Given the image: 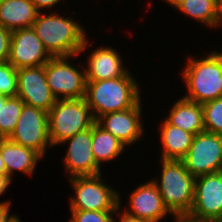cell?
<instances>
[{
  "instance_id": "cell-1",
  "label": "cell",
  "mask_w": 222,
  "mask_h": 222,
  "mask_svg": "<svg viewBox=\"0 0 222 222\" xmlns=\"http://www.w3.org/2000/svg\"><path fill=\"white\" fill-rule=\"evenodd\" d=\"M32 28L52 57H74L87 47L85 30L70 17L41 11Z\"/></svg>"
},
{
  "instance_id": "cell-2",
  "label": "cell",
  "mask_w": 222,
  "mask_h": 222,
  "mask_svg": "<svg viewBox=\"0 0 222 222\" xmlns=\"http://www.w3.org/2000/svg\"><path fill=\"white\" fill-rule=\"evenodd\" d=\"M137 82L129 72L101 81H86L87 101L95 121L102 115L133 108L140 102Z\"/></svg>"
},
{
  "instance_id": "cell-3",
  "label": "cell",
  "mask_w": 222,
  "mask_h": 222,
  "mask_svg": "<svg viewBox=\"0 0 222 222\" xmlns=\"http://www.w3.org/2000/svg\"><path fill=\"white\" fill-rule=\"evenodd\" d=\"M188 94L184 98L203 104L222 97V54L216 51L204 59L189 58L183 71Z\"/></svg>"
},
{
  "instance_id": "cell-4",
  "label": "cell",
  "mask_w": 222,
  "mask_h": 222,
  "mask_svg": "<svg viewBox=\"0 0 222 222\" xmlns=\"http://www.w3.org/2000/svg\"><path fill=\"white\" fill-rule=\"evenodd\" d=\"M95 122L85 98L57 99L48 112L49 138L52 147L91 128Z\"/></svg>"
},
{
  "instance_id": "cell-5",
  "label": "cell",
  "mask_w": 222,
  "mask_h": 222,
  "mask_svg": "<svg viewBox=\"0 0 222 222\" xmlns=\"http://www.w3.org/2000/svg\"><path fill=\"white\" fill-rule=\"evenodd\" d=\"M162 174L156 185L171 213L190 212L194 200L195 180L181 160H161Z\"/></svg>"
},
{
  "instance_id": "cell-6",
  "label": "cell",
  "mask_w": 222,
  "mask_h": 222,
  "mask_svg": "<svg viewBox=\"0 0 222 222\" xmlns=\"http://www.w3.org/2000/svg\"><path fill=\"white\" fill-rule=\"evenodd\" d=\"M100 178V174L70 177L76 195L71 198V210L116 211L119 195Z\"/></svg>"
},
{
  "instance_id": "cell-7",
  "label": "cell",
  "mask_w": 222,
  "mask_h": 222,
  "mask_svg": "<svg viewBox=\"0 0 222 222\" xmlns=\"http://www.w3.org/2000/svg\"><path fill=\"white\" fill-rule=\"evenodd\" d=\"M181 161L194 178L222 171V135L206 131L196 134Z\"/></svg>"
},
{
  "instance_id": "cell-8",
  "label": "cell",
  "mask_w": 222,
  "mask_h": 222,
  "mask_svg": "<svg viewBox=\"0 0 222 222\" xmlns=\"http://www.w3.org/2000/svg\"><path fill=\"white\" fill-rule=\"evenodd\" d=\"M8 139L35 150L43 157L47 146L52 147L49 138L48 112L24 103L15 129Z\"/></svg>"
},
{
  "instance_id": "cell-9",
  "label": "cell",
  "mask_w": 222,
  "mask_h": 222,
  "mask_svg": "<svg viewBox=\"0 0 222 222\" xmlns=\"http://www.w3.org/2000/svg\"><path fill=\"white\" fill-rule=\"evenodd\" d=\"M70 57H52L45 64L47 84L56 99L85 98L86 74L71 66ZM60 95V96H59Z\"/></svg>"
},
{
  "instance_id": "cell-10",
  "label": "cell",
  "mask_w": 222,
  "mask_h": 222,
  "mask_svg": "<svg viewBox=\"0 0 222 222\" xmlns=\"http://www.w3.org/2000/svg\"><path fill=\"white\" fill-rule=\"evenodd\" d=\"M190 213L205 222H222V171L196 178Z\"/></svg>"
},
{
  "instance_id": "cell-11",
  "label": "cell",
  "mask_w": 222,
  "mask_h": 222,
  "mask_svg": "<svg viewBox=\"0 0 222 222\" xmlns=\"http://www.w3.org/2000/svg\"><path fill=\"white\" fill-rule=\"evenodd\" d=\"M17 96L27 105L50 111L57 99L47 84L45 65L17 69Z\"/></svg>"
},
{
  "instance_id": "cell-12",
  "label": "cell",
  "mask_w": 222,
  "mask_h": 222,
  "mask_svg": "<svg viewBox=\"0 0 222 222\" xmlns=\"http://www.w3.org/2000/svg\"><path fill=\"white\" fill-rule=\"evenodd\" d=\"M51 58L32 27L12 31L8 62L16 69L43 66Z\"/></svg>"
},
{
  "instance_id": "cell-13",
  "label": "cell",
  "mask_w": 222,
  "mask_h": 222,
  "mask_svg": "<svg viewBox=\"0 0 222 222\" xmlns=\"http://www.w3.org/2000/svg\"><path fill=\"white\" fill-rule=\"evenodd\" d=\"M67 141L70 142L64 162L71 177L101 174L92 151V127L68 138L62 144L68 143Z\"/></svg>"
},
{
  "instance_id": "cell-14",
  "label": "cell",
  "mask_w": 222,
  "mask_h": 222,
  "mask_svg": "<svg viewBox=\"0 0 222 222\" xmlns=\"http://www.w3.org/2000/svg\"><path fill=\"white\" fill-rule=\"evenodd\" d=\"M140 102L133 108L100 116L96 123L110 132L124 146L136 142L143 133Z\"/></svg>"
},
{
  "instance_id": "cell-15",
  "label": "cell",
  "mask_w": 222,
  "mask_h": 222,
  "mask_svg": "<svg viewBox=\"0 0 222 222\" xmlns=\"http://www.w3.org/2000/svg\"><path fill=\"white\" fill-rule=\"evenodd\" d=\"M129 202L131 210L125 212L141 220L158 222L166 214H171L153 181L137 187L131 193Z\"/></svg>"
},
{
  "instance_id": "cell-16",
  "label": "cell",
  "mask_w": 222,
  "mask_h": 222,
  "mask_svg": "<svg viewBox=\"0 0 222 222\" xmlns=\"http://www.w3.org/2000/svg\"><path fill=\"white\" fill-rule=\"evenodd\" d=\"M122 64L119 54L110 47H98L88 59L85 69L86 81H101L122 77L127 70Z\"/></svg>"
},
{
  "instance_id": "cell-17",
  "label": "cell",
  "mask_w": 222,
  "mask_h": 222,
  "mask_svg": "<svg viewBox=\"0 0 222 222\" xmlns=\"http://www.w3.org/2000/svg\"><path fill=\"white\" fill-rule=\"evenodd\" d=\"M38 13L32 0H0V25L11 31L31 28Z\"/></svg>"
},
{
  "instance_id": "cell-18",
  "label": "cell",
  "mask_w": 222,
  "mask_h": 222,
  "mask_svg": "<svg viewBox=\"0 0 222 222\" xmlns=\"http://www.w3.org/2000/svg\"><path fill=\"white\" fill-rule=\"evenodd\" d=\"M0 150L5 163L6 174L11 178L14 170L32 174L42 156L31 148L14 143L9 139H0Z\"/></svg>"
},
{
  "instance_id": "cell-19",
  "label": "cell",
  "mask_w": 222,
  "mask_h": 222,
  "mask_svg": "<svg viewBox=\"0 0 222 222\" xmlns=\"http://www.w3.org/2000/svg\"><path fill=\"white\" fill-rule=\"evenodd\" d=\"M166 120L194 135L205 131L202 104L184 97L174 104Z\"/></svg>"
},
{
  "instance_id": "cell-20",
  "label": "cell",
  "mask_w": 222,
  "mask_h": 222,
  "mask_svg": "<svg viewBox=\"0 0 222 222\" xmlns=\"http://www.w3.org/2000/svg\"><path fill=\"white\" fill-rule=\"evenodd\" d=\"M161 126L162 160H182L195 135L171 125L166 119Z\"/></svg>"
},
{
  "instance_id": "cell-21",
  "label": "cell",
  "mask_w": 222,
  "mask_h": 222,
  "mask_svg": "<svg viewBox=\"0 0 222 222\" xmlns=\"http://www.w3.org/2000/svg\"><path fill=\"white\" fill-rule=\"evenodd\" d=\"M124 146L110 132L105 131L96 122L92 125V151L96 163L105 162L116 158L125 149Z\"/></svg>"
},
{
  "instance_id": "cell-22",
  "label": "cell",
  "mask_w": 222,
  "mask_h": 222,
  "mask_svg": "<svg viewBox=\"0 0 222 222\" xmlns=\"http://www.w3.org/2000/svg\"><path fill=\"white\" fill-rule=\"evenodd\" d=\"M177 9L206 26L220 25L217 0H185L179 4Z\"/></svg>"
},
{
  "instance_id": "cell-23",
  "label": "cell",
  "mask_w": 222,
  "mask_h": 222,
  "mask_svg": "<svg viewBox=\"0 0 222 222\" xmlns=\"http://www.w3.org/2000/svg\"><path fill=\"white\" fill-rule=\"evenodd\" d=\"M24 102L18 97H8L0 108V139H8L13 133Z\"/></svg>"
},
{
  "instance_id": "cell-24",
  "label": "cell",
  "mask_w": 222,
  "mask_h": 222,
  "mask_svg": "<svg viewBox=\"0 0 222 222\" xmlns=\"http://www.w3.org/2000/svg\"><path fill=\"white\" fill-rule=\"evenodd\" d=\"M206 132L222 135V97L202 104Z\"/></svg>"
},
{
  "instance_id": "cell-25",
  "label": "cell",
  "mask_w": 222,
  "mask_h": 222,
  "mask_svg": "<svg viewBox=\"0 0 222 222\" xmlns=\"http://www.w3.org/2000/svg\"><path fill=\"white\" fill-rule=\"evenodd\" d=\"M0 94L17 96V69L8 61L0 63Z\"/></svg>"
},
{
  "instance_id": "cell-26",
  "label": "cell",
  "mask_w": 222,
  "mask_h": 222,
  "mask_svg": "<svg viewBox=\"0 0 222 222\" xmlns=\"http://www.w3.org/2000/svg\"><path fill=\"white\" fill-rule=\"evenodd\" d=\"M116 211H91V210H71L72 218L69 222H113V214Z\"/></svg>"
},
{
  "instance_id": "cell-27",
  "label": "cell",
  "mask_w": 222,
  "mask_h": 222,
  "mask_svg": "<svg viewBox=\"0 0 222 222\" xmlns=\"http://www.w3.org/2000/svg\"><path fill=\"white\" fill-rule=\"evenodd\" d=\"M12 31L0 25V63L7 62Z\"/></svg>"
},
{
  "instance_id": "cell-28",
  "label": "cell",
  "mask_w": 222,
  "mask_h": 222,
  "mask_svg": "<svg viewBox=\"0 0 222 222\" xmlns=\"http://www.w3.org/2000/svg\"><path fill=\"white\" fill-rule=\"evenodd\" d=\"M176 216L175 222H205L190 212L172 213Z\"/></svg>"
},
{
  "instance_id": "cell-29",
  "label": "cell",
  "mask_w": 222,
  "mask_h": 222,
  "mask_svg": "<svg viewBox=\"0 0 222 222\" xmlns=\"http://www.w3.org/2000/svg\"><path fill=\"white\" fill-rule=\"evenodd\" d=\"M10 201L0 202V222H6L12 215L9 216Z\"/></svg>"
},
{
  "instance_id": "cell-30",
  "label": "cell",
  "mask_w": 222,
  "mask_h": 222,
  "mask_svg": "<svg viewBox=\"0 0 222 222\" xmlns=\"http://www.w3.org/2000/svg\"><path fill=\"white\" fill-rule=\"evenodd\" d=\"M60 0H32L37 10L40 12V9L52 8L53 5L57 4Z\"/></svg>"
},
{
  "instance_id": "cell-31",
  "label": "cell",
  "mask_w": 222,
  "mask_h": 222,
  "mask_svg": "<svg viewBox=\"0 0 222 222\" xmlns=\"http://www.w3.org/2000/svg\"><path fill=\"white\" fill-rule=\"evenodd\" d=\"M11 178L6 173H0V195H2L9 186Z\"/></svg>"
},
{
  "instance_id": "cell-32",
  "label": "cell",
  "mask_w": 222,
  "mask_h": 222,
  "mask_svg": "<svg viewBox=\"0 0 222 222\" xmlns=\"http://www.w3.org/2000/svg\"><path fill=\"white\" fill-rule=\"evenodd\" d=\"M120 215V220L118 222H148L146 220H141L139 218H136L134 216H131L129 214H127L126 212H123ZM116 221V219L113 218V222Z\"/></svg>"
},
{
  "instance_id": "cell-33",
  "label": "cell",
  "mask_w": 222,
  "mask_h": 222,
  "mask_svg": "<svg viewBox=\"0 0 222 222\" xmlns=\"http://www.w3.org/2000/svg\"><path fill=\"white\" fill-rule=\"evenodd\" d=\"M217 9L220 23L222 22V0H217Z\"/></svg>"
},
{
  "instance_id": "cell-34",
  "label": "cell",
  "mask_w": 222,
  "mask_h": 222,
  "mask_svg": "<svg viewBox=\"0 0 222 222\" xmlns=\"http://www.w3.org/2000/svg\"><path fill=\"white\" fill-rule=\"evenodd\" d=\"M0 173H6L5 163L3 162L1 150H0Z\"/></svg>"
},
{
  "instance_id": "cell-35",
  "label": "cell",
  "mask_w": 222,
  "mask_h": 222,
  "mask_svg": "<svg viewBox=\"0 0 222 222\" xmlns=\"http://www.w3.org/2000/svg\"><path fill=\"white\" fill-rule=\"evenodd\" d=\"M169 4L177 8L180 3H182L185 0H166Z\"/></svg>"
},
{
  "instance_id": "cell-36",
  "label": "cell",
  "mask_w": 222,
  "mask_h": 222,
  "mask_svg": "<svg viewBox=\"0 0 222 222\" xmlns=\"http://www.w3.org/2000/svg\"><path fill=\"white\" fill-rule=\"evenodd\" d=\"M6 222H20L17 216L12 215Z\"/></svg>"
},
{
  "instance_id": "cell-37",
  "label": "cell",
  "mask_w": 222,
  "mask_h": 222,
  "mask_svg": "<svg viewBox=\"0 0 222 222\" xmlns=\"http://www.w3.org/2000/svg\"><path fill=\"white\" fill-rule=\"evenodd\" d=\"M7 98L8 96L0 94V108H1V105H4Z\"/></svg>"
}]
</instances>
